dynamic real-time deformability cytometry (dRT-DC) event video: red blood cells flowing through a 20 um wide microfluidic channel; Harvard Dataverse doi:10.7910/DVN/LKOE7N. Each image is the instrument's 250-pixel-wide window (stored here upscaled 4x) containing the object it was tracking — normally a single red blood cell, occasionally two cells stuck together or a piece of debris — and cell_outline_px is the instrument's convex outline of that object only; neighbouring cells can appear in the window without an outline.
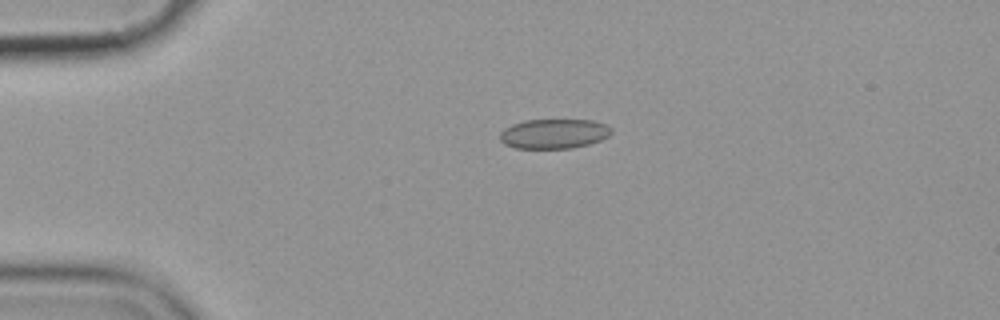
{"species": "common noctule bat (a hibernating species)", "species_latin": "Nyctalus noctula", "temperature_condition": "cold", "stored_images_in_passage": 4, "camera_frame_rate_fps": 3000, "um_per_image_px": 0.085, "animal": {"sex": "female", "body_mass_g": 19.9}, "frame": {"image": 1, "passage_image": 3, "time_ms": 3.0, "image_size_px": [1000, 320], "cell_outline_px": [[612, 132], [608, 136], [600, 140], [588, 144], [572, 148], [516, 148], [504, 144], [500, 140], [500, 132], [504, 128], [512, 124], [524, 120], [592, 120], [604, 124], [612, 128]], "centroid_in_image_um": [47.06, 11.36], "position_along_channel_um": 37.9, "area_um2": 19.25}}